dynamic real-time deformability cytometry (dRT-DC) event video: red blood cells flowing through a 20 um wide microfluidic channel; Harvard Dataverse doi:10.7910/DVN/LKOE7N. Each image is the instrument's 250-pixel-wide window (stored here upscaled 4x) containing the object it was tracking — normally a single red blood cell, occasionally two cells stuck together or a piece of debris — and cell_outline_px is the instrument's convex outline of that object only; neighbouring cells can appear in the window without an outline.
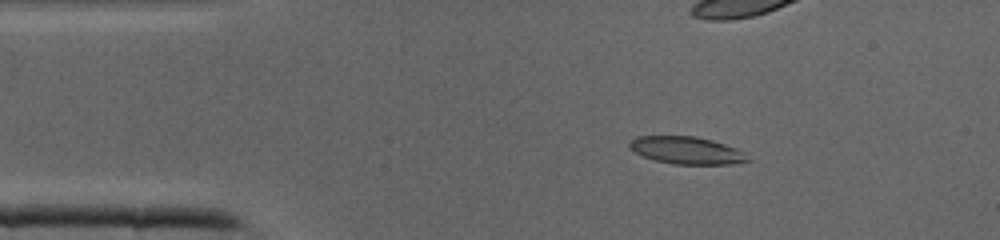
{"species": "common noctule bat (a hibernating species)", "species_latin": "Nyctalus noctula", "temperature_condition": "cold", "stored_images_in_passage": 41, "camera_frame_rate_fps": 3000, "um_per_image_px": 0.085, "animal": {"sex": "male", "body_mass_g": 19.0, "forearm_length_mm": 50.8}, "frame": {"image": 1, "passage_image": 7, "time_ms": 2.0, "image_size_px": [1000, 240], "cell_outline_px": [[752, 160], [728, 164], [672, 164], [656, 160], [644, 156], [636, 152], [628, 144], [636, 136], [696, 136], [712, 140], [748, 152]], "centroid_in_image_um": [58.44, 12.78], "position_along_channel_um": 26.6, "area_um2": 18.84}}